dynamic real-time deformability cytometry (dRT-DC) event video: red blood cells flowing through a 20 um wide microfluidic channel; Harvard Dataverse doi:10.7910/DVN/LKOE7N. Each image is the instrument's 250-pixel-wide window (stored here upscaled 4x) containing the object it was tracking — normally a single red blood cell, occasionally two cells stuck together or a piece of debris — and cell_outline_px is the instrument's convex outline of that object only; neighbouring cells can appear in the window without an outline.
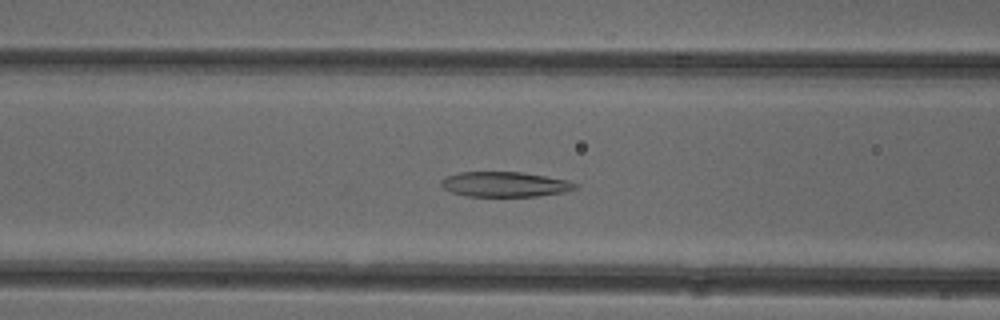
{"species": "common noctule bat (a hibernating species)", "species_latin": "Nyctalus noctula", "temperature_condition": "cold", "stored_images_in_passage": 41, "camera_frame_rate_fps": 3000, "um_per_image_px": 0.085, "animal": {"sex": "female"}, "frame": {"image": 1, "passage_image": 10, "time_ms": 3.0, "image_size_px": [1000, 320], "cell_outline_px": [[580, 184], [576, 188], [564, 192], [536, 196], [464, 196], [452, 192], [444, 188], [440, 184], [440, 180], [448, 176], [460, 172], [524, 172], [568, 180]], "centroid_in_image_um": [42.93, 15.66], "position_along_channel_um": 123.7, "area_um2": 19.59}}
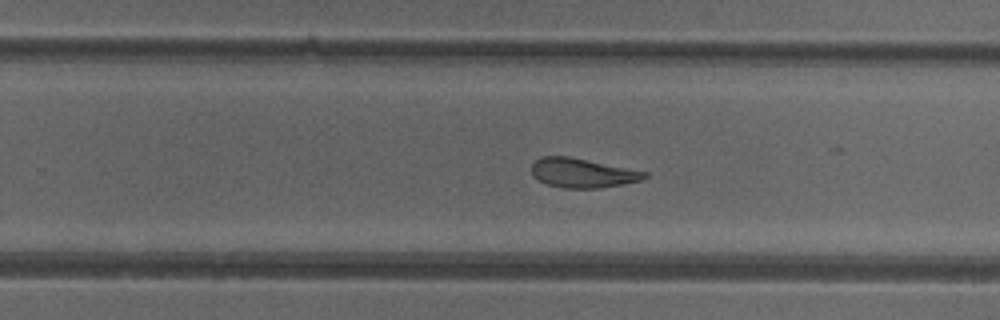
{"frame": {"image": 2, "passage_image": 22, "time_ms": 7.0, "image_size_px": [1000, 320], "cell_outline_px": [[648, 176], [640, 180], [600, 188], [560, 188], [536, 180], [532, 176], [532, 164], [540, 156], [568, 156], [648, 172]], "centroid_in_image_um": [49.45, 14.7], "position_along_channel_um": 280.3, "area_um2": 19.25}}
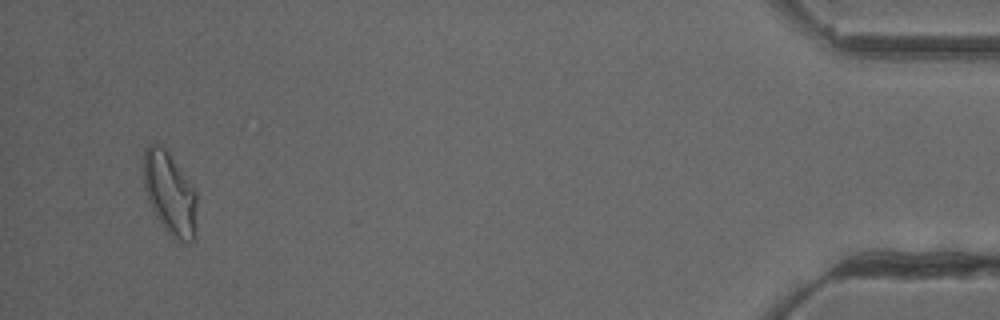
{"frame": {"image": 3, "passage_image": 39, "time_ms": 12.667, "image_size_px": [1000, 320], "cell_outline_px": [[196, 236], [188, 244], [184, 244], [168, 232], [164, 228], [156, 216], [148, 200], [144, 188], [144, 148], [148, 144], [156, 144], [164, 148], [168, 152], [196, 192]], "centroid_in_image_um": [14.44, 16.48], "position_along_channel_um": 420.8, "area_um2": 25.43}, "authors_computed_cell_mechanics": {"area_um2": 21.097, "velocity_mm_per_s": 3.9175, "shape_relaxation_time_tau1_ms": 7.3925, "shape_relaxation_time_tau2_ms": 2.5023, "deformation_change_tau1": 0.1843, "deformation_change_tau2": 0.1089}}